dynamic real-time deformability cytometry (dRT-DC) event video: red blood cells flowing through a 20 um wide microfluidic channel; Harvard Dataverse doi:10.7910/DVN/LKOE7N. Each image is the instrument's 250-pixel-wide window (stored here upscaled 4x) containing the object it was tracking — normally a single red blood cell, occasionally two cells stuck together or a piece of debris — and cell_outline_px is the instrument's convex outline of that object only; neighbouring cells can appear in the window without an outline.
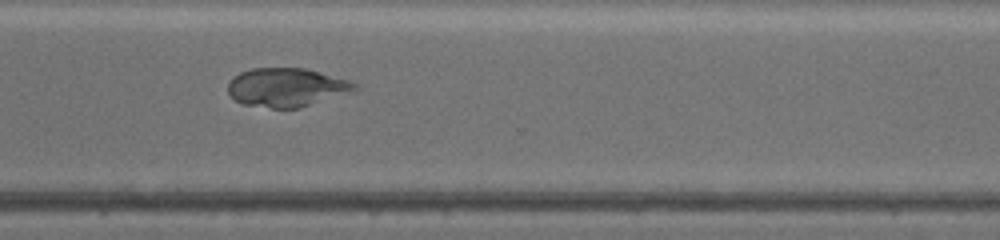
{"species": "common noctule bat (a hibernating species)", "species_latin": "Nyctalus noctula", "temperature_condition": "warm", "stored_images_in_passage": 72, "camera_frame_rate_fps": 3000, "um_per_image_px": 0.085, "animal": {"sex": "female", "body_mass_g": 19.5, "forearm_length_mm": 54.1}, "frame": {"image": 1, "passage_image": 56, "time_ms": 18.333, "image_size_px": [1000, 240], "cell_outline_px": [[360, 88], [300, 108], [272, 108], [244, 104], [236, 100], [228, 92], [228, 84], [232, 76], [240, 72], [252, 68], [304, 68], [348, 80], [356, 84]], "centroid_in_image_um": [24.31, 7.42], "position_along_channel_um": 346.3, "area_um2": 28.26}}